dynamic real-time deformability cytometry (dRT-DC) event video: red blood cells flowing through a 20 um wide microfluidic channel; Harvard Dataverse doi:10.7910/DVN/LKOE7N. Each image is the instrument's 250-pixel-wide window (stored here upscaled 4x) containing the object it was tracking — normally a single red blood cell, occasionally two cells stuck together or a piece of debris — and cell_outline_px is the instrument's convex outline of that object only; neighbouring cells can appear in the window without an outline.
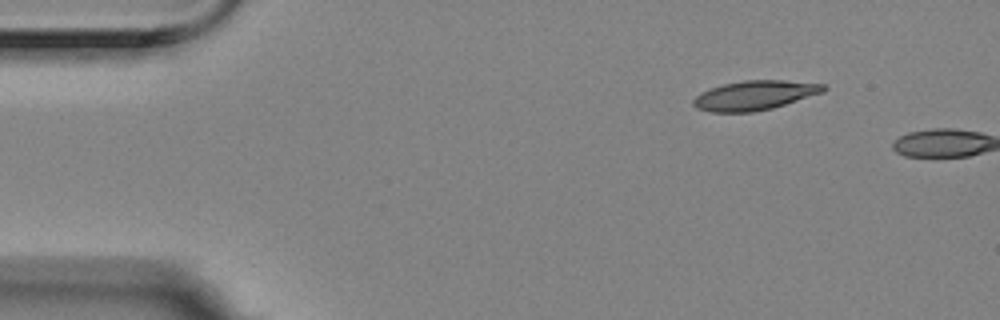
{"species": "Egyptian fruit bat (a non-hibernating species)", "species_latin": "Rousettus aegyptiacus", "temperature_condition": "room temperature", "stored_images_in_passage": 2, "camera_frame_rate_fps": 3000, "um_per_image_px": 0.085, "animal": {"sex": "female"}, "frame": {"image": 1, "passage_image": 1, "time_ms": 0.0, "image_size_px": [1000, 320], "cell_outline_px": [[828, 88], [824, 92], [772, 108], [752, 112], [712, 112], [696, 108], [692, 104], [692, 100], [700, 92], [724, 84], [744, 80], [784, 80], [824, 84]], "centroid_in_image_um": [64.14, 8.1], "position_along_channel_um": 20.9, "area_um2": 22.25}}